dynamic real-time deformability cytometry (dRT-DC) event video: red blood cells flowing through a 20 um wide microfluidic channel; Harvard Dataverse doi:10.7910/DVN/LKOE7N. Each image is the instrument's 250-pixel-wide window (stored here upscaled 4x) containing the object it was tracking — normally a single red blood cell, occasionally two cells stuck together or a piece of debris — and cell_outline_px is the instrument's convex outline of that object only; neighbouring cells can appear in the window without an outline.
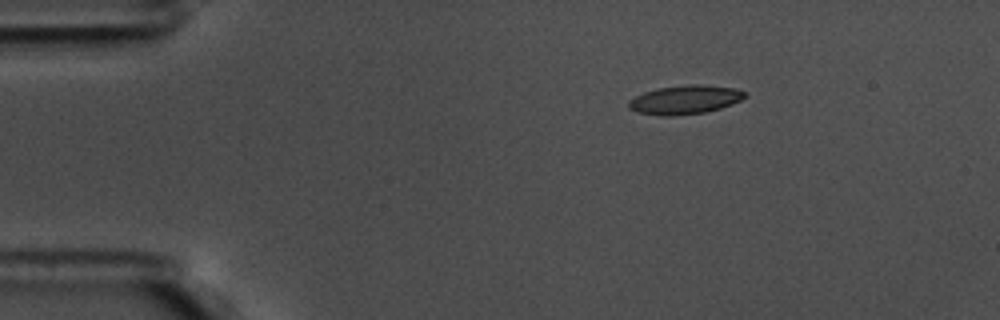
{"species": "common noctule bat (a hibernating species)", "species_latin": "Nyctalus noctula", "temperature_condition": "warm", "stored_images_in_passage": 3, "camera_frame_rate_fps": 3000, "um_per_image_px": 0.085, "animal": {"sex": "male", "body_mass_g": 17.5, "forearm_length_mm": 52.3}, "frame": {"image": 1, "passage_image": 2, "time_ms": 0.333, "image_size_px": [1000, 320], "cell_outline_px": [[740, 96], [724, 104], [712, 108], [692, 112], [652, 112], [676, 88], [720, 88], [740, 92]], "centroid_in_image_um": [59.15, 8.47], "position_along_channel_um": 25.9, "area_um2": 10.69}}